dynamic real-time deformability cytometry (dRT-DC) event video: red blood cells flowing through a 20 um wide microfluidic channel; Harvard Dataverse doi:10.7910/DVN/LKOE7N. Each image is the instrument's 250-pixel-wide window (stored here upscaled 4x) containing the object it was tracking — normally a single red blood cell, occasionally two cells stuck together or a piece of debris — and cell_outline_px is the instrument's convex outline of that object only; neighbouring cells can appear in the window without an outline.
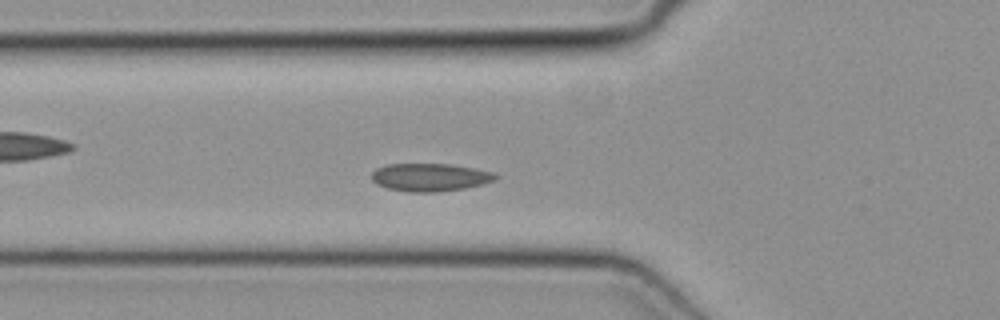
{"species": "common noctule bat (a hibernating species)", "species_latin": "Nyctalus noctula", "temperature_condition": "cold", "stored_images_in_passage": 44, "camera_frame_rate_fps": 3000, "um_per_image_px": 0.085, "animal": {"sex": "female", "body_mass_g": 19.3, "forearm_length_mm": 54.1}, "frame": {"image": 1, "passage_image": 12, "time_ms": 3.667, "image_size_px": [1000, 320], "cell_outline_px": [[500, 176], [496, 180], [464, 188], [436, 192], [408, 192], [388, 188], [376, 184], [372, 180], [372, 172], [376, 168], [388, 164], [452, 164], [476, 168], [492, 172]], "centroid_in_image_um": [36.55, 15.06], "position_along_channel_um": 89.2, "area_um2": 20.17}}
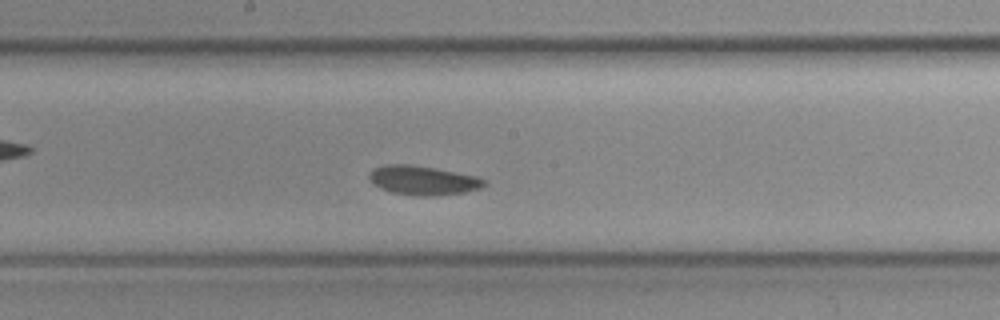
{"frame": {"image": 2, "passage_image": 21, "time_ms": 6.667, "image_size_px": [1000, 320], "cell_outline_px": [[488, 184], [480, 188], [464, 192], [432, 196], [420, 196], [392, 192], [380, 188], [368, 176], [368, 172], [372, 168], [384, 164], [412, 164], [436, 168], [476, 176], [488, 180]], "centroid_in_image_um": [35.97, 15.31], "position_along_channel_um": 212.2, "area_um2": 19.65}}
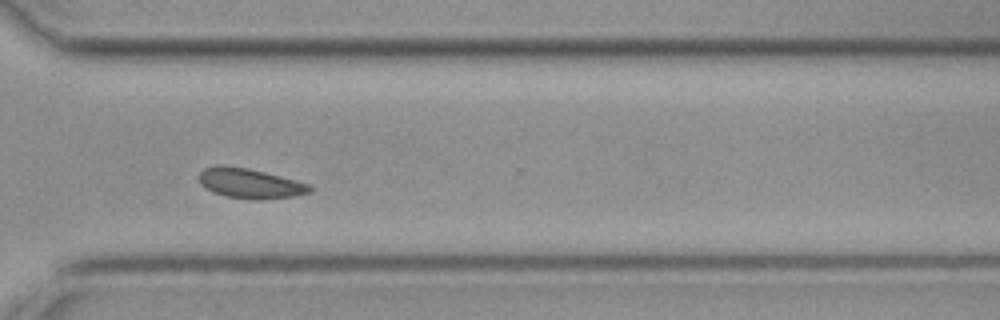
{"frame": {"image": 3, "passage_image": 31, "time_ms": 10.0, "image_size_px": [1000, 320], "cell_outline_px": [[312, 192], [292, 196], [224, 196], [212, 192], [204, 188], [200, 184], [200, 172], [204, 168], [216, 164], [224, 164], [248, 168], [312, 184]], "centroid_in_image_um": [21.19, 15.51], "position_along_channel_um": 349.4, "area_um2": 18.55}}